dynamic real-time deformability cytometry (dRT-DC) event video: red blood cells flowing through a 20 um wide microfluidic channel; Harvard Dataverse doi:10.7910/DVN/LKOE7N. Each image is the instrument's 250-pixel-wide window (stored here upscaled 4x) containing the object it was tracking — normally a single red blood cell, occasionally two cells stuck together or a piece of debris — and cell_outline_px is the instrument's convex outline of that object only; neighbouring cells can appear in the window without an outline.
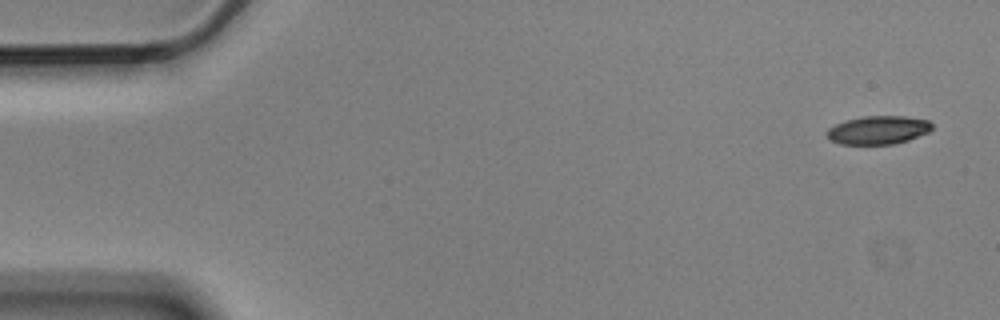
{"species": "Egyptian fruit bat (a non-hibernating species)", "species_latin": "Rousettus aegyptiacus", "temperature_condition": "cold", "stored_images_in_passage": 7, "camera_frame_rate_fps": 3000, "um_per_image_px": 0.085, "animal": {"sex": "male"}, "frame": {"image": 1, "passage_image": 1, "time_ms": 0.0, "image_size_px": [1000, 320], "cell_outline_px": [[932, 128], [928, 132], [908, 140], [896, 144], [840, 144], [832, 140], [824, 132], [828, 128], [836, 124], [848, 120], [864, 116], [904, 116], [928, 120], [932, 124]], "centroid_in_image_um": [74.65, 11.05], "position_along_channel_um": 10.4, "area_um2": 17.28}}
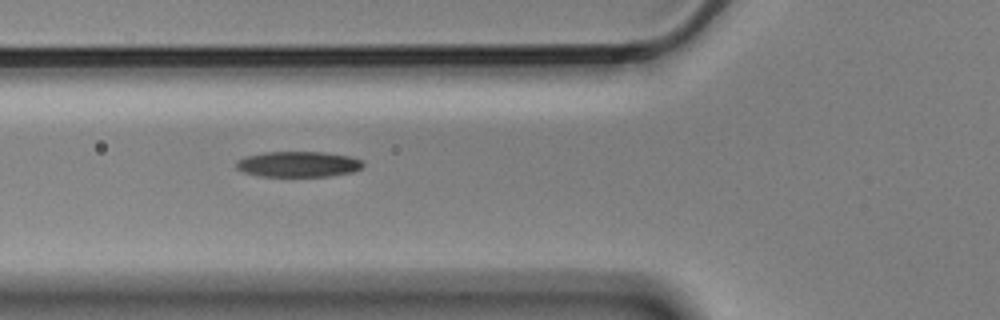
{"frame": {"image": 2, "passage_image": 6, "time_ms": 1.667, "image_size_px": [1000, 320], "cell_outline_px": [[364, 164], [360, 168], [352, 172], [332, 176], [260, 176], [244, 172], [236, 168], [236, 160], [244, 156], [264, 152], [324, 152], [352, 156], [360, 160]], "centroid_in_image_um": [25.33, 13.95], "position_along_channel_um": 100.5, "area_um2": 19.02}}
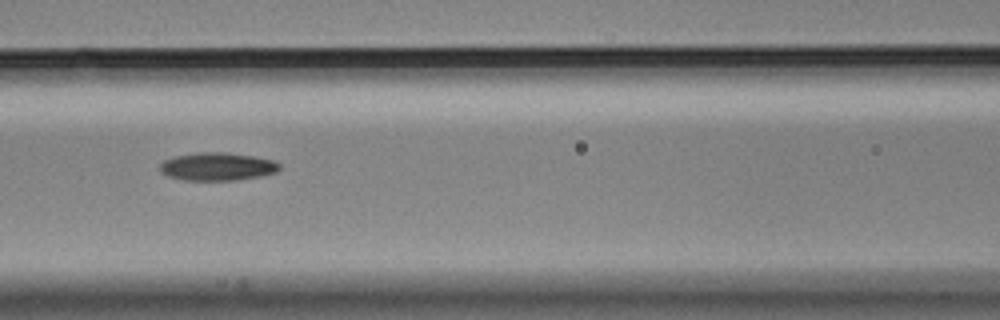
{"frame": {"image": 3, "passage_image": 7, "time_ms": 2.0, "image_size_px": [1000, 320], "cell_outline_px": [[280, 168], [276, 172], [260, 176], [236, 180], [184, 180], [168, 176], [160, 172], [160, 164], [164, 160], [172, 156], [196, 152], [220, 152], [252, 156], [272, 160], [280, 164]], "centroid_in_image_um": [18.43, 14.15], "position_along_channel_um": 148.2, "area_um2": 19.48}}